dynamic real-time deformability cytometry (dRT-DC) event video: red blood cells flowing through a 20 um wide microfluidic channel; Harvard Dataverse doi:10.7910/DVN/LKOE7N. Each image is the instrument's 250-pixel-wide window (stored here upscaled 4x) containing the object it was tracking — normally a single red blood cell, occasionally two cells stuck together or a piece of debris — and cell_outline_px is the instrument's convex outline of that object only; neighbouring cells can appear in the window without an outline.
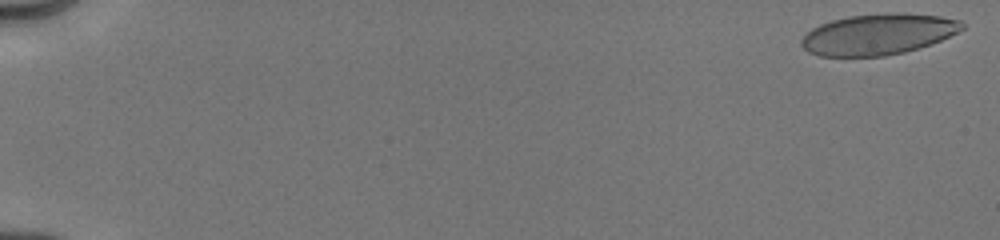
{"species": "human", "species_latin": "Homo sapiens", "temperature_condition": "cold", "stored_images_in_passage": 65, "camera_frame_rate_fps": 3000, "um_per_image_px": 0.085, "donor": {"sex": "male"}, "frame": {"image": 1, "passage_image": 1, "time_ms": 0.0, "image_size_px": [1000, 240], "cell_outline_px": [[964, 28], [940, 40], [904, 52], [884, 56], [820, 56], [808, 52], [800, 44], [800, 40], [812, 28], [820, 24], [832, 20], [848, 16], [884, 12], [904, 12], [940, 16], [960, 20], [964, 24]], "centroid_in_image_um": [74.62, 2.89], "position_along_channel_um": 10.4, "area_um2": 38.32}}
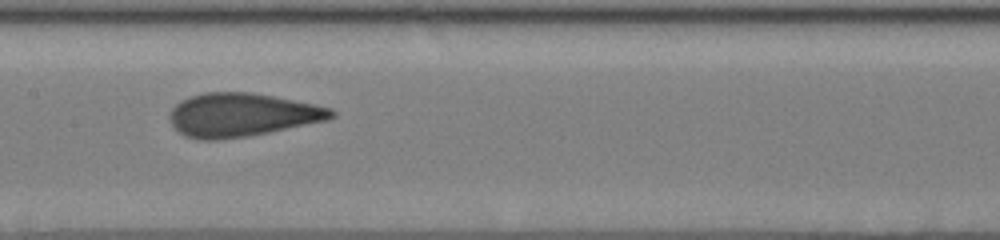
{"frame": {"image": 2, "passage_image": 34, "time_ms": 9.0, "image_size_px": [1000, 240], "cell_outline_px": [[336, 116], [328, 120], [248, 136], [216, 140], [200, 140], [184, 136], [172, 124], [168, 116], [172, 108], [180, 100], [204, 92], [252, 92], [316, 104], [332, 108], [336, 112]], "centroid_in_image_um": [20.57, 9.76], "position_along_channel_um": 186.8, "area_um2": 41.04}}
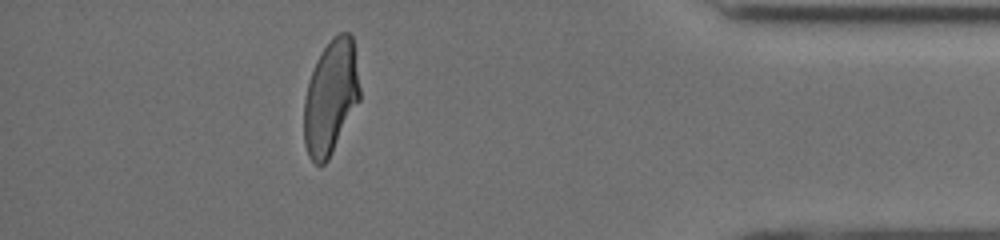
{"frame": {"image": 3, "passage_image": 60, "time_ms": 15.333, "image_size_px": [1000, 240], "cell_outline_px": [[360, 100], [328, 160], [324, 164], [316, 164], [308, 156], [304, 144], [304, 100], [308, 80], [316, 60], [320, 52], [332, 36], [340, 32], [348, 32], [352, 36], [360, 88]], "centroid_in_image_um": [28.1, 8.25], "position_along_channel_um": 407.1, "area_um2": 37.34}, "authors_computed_cell_mechanics": {"area_um2": 39.8242, "velocity_mm_per_s": 4.0296, "shape_relaxation_time_tau1_ms": 4.129, "shape_relaxation_time_tau2_ms": 0.708, "deformation_change_tau1": 0.1636, "deformation_change_tau2": 0.0687}}